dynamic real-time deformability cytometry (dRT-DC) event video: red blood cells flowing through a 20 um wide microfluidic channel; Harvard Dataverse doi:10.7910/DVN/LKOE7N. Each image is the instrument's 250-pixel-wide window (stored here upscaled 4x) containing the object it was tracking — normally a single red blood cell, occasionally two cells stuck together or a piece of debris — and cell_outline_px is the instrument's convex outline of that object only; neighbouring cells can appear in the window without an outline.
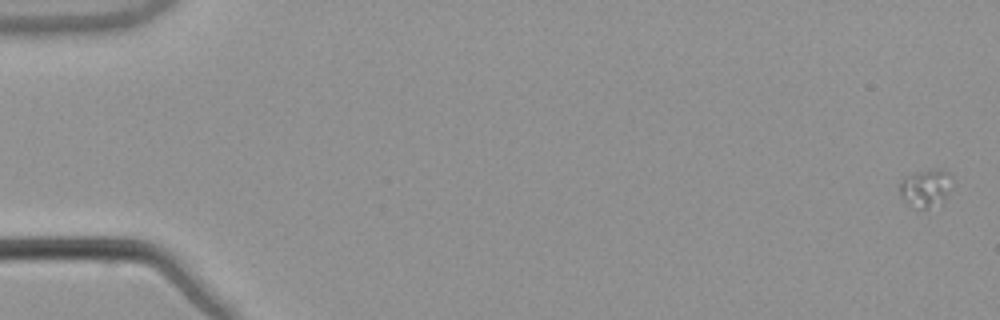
{"species": "common noctule bat (a hibernating species)", "species_latin": "Nyctalus noctula", "temperature_condition": "warm", "stored_images_in_passage": 55, "camera_frame_rate_fps": 3000, "um_per_image_px": 0.085, "animal": {"sex": "male", "body_mass_g": 21.5, "forearm_length_mm": 52.0}, "frame": {"image": 1, "passage_image": 1, "time_ms": 0.0, "image_size_px": [1000, 320], "cell_outline_px": [[952, 176], [948, 192], [944, 200], [928, 208], [916, 208], [904, 200], [900, 192], [900, 180], [908, 176], [940, 168], [948, 172]], "centroid_in_image_um": [78.7, 15.99], "position_along_channel_um": 6.3, "area_um2": 11.04}}